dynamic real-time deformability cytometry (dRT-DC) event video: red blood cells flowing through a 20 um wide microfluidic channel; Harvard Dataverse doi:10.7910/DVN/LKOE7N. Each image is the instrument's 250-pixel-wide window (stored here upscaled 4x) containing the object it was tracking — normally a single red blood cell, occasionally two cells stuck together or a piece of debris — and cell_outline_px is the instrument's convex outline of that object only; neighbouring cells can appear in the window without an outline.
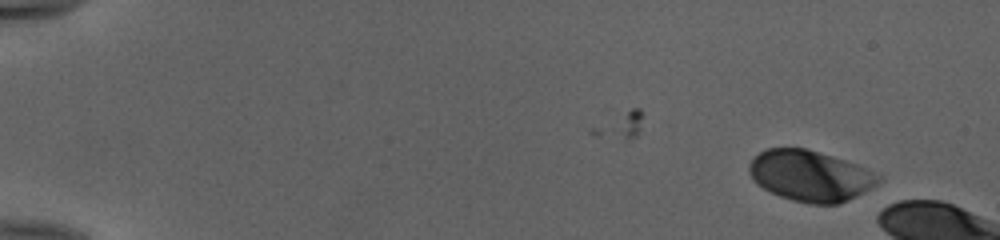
{"species": "human", "species_latin": "Homo sapiens", "temperature_condition": "cold", "stored_images_in_passage": 9, "camera_frame_rate_fps": 3000, "um_per_image_px": 0.085, "donor": {"sex": "female"}, "frame": {"image": 1, "passage_image": 1, "time_ms": 0.0, "image_size_px": [1000, 240], "cell_outline_px": [[880, 180], [876, 184], [864, 192], [840, 204], [808, 204], [792, 200], [780, 196], [756, 184], [752, 180], [748, 172], [748, 164], [764, 148], [804, 148], [832, 156], [856, 164], [880, 176]], "centroid_in_image_um": [68.82, 14.95], "position_along_channel_um": 16.2, "area_um2": 38.09}}